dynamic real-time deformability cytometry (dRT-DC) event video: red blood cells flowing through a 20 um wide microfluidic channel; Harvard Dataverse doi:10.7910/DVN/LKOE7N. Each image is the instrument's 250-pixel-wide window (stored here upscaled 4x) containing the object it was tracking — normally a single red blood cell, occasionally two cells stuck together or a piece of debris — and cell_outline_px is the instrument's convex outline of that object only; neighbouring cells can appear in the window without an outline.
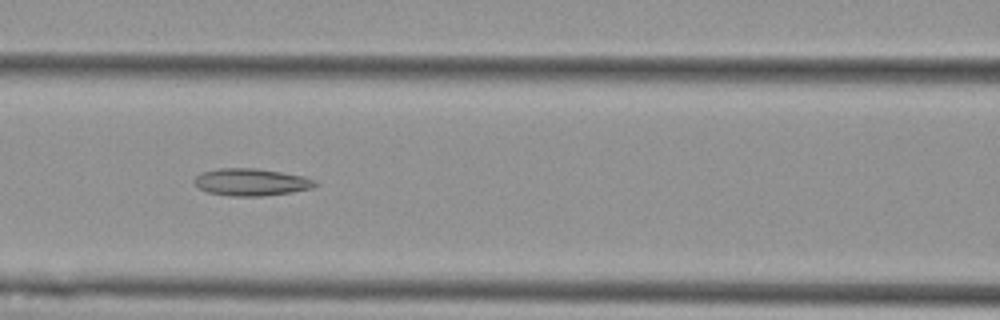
{"species": "Egyptian fruit bat (a non-hibernating species)", "species_latin": "Rousettus aegyptiacus", "temperature_condition": "cold", "stored_images_in_passage": 8, "camera_frame_rate_fps": 3000, "um_per_image_px": 0.085, "animal": {"sex": "female"}, "frame": {"image": 1, "passage_image": 4, "time_ms": 3.333, "image_size_px": [1000, 320], "cell_outline_px": [[320, 184], [312, 188], [292, 192], [264, 196], [228, 196], [208, 192], [200, 188], [192, 180], [200, 172], [220, 168], [256, 168], [304, 176], [316, 180]], "centroid_in_image_um": [21.37, 15.48], "position_along_channel_um": 145.2, "area_um2": 19.31}}
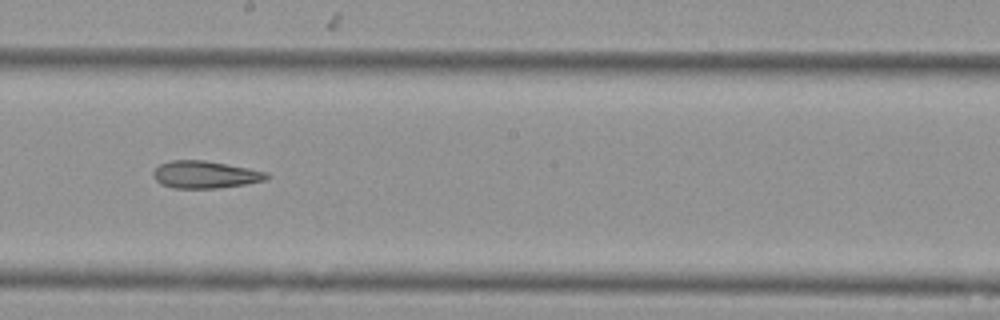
{"frame": {"image": 2, "passage_image": 6, "time_ms": 5.667, "image_size_px": [1000, 320], "cell_outline_px": [[272, 176], [268, 180], [244, 184], [216, 188], [172, 188], [160, 184], [152, 176], [152, 172], [160, 164], [172, 160], [204, 160], [248, 168], [268, 172]], "centroid_in_image_um": [17.45, 14.84], "position_along_channel_um": 230.8, "area_um2": 18.15}}
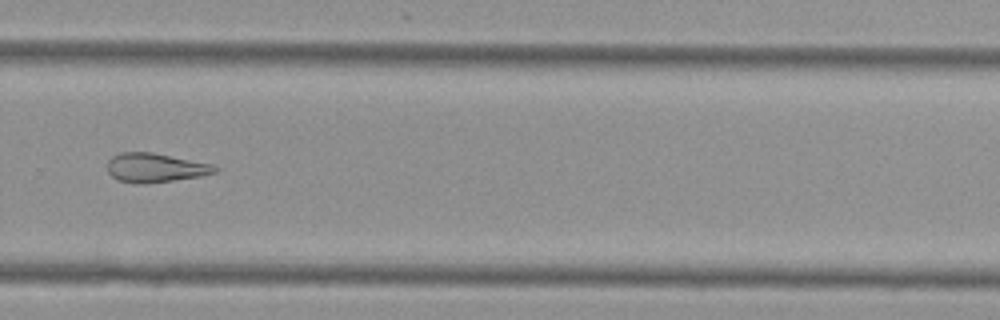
{"frame": {"image": 3, "passage_image": 8, "time_ms": 8.0, "image_size_px": [1000, 320], "cell_outline_px": [[220, 168], [216, 172], [200, 176], [144, 184], [140, 184], [120, 180], [112, 176], [108, 172], [108, 160], [112, 156], [120, 152], [152, 152], [212, 164]], "centroid_in_image_um": [13.2, 14.25], "position_along_channel_um": 316.6, "area_um2": 18.09}}